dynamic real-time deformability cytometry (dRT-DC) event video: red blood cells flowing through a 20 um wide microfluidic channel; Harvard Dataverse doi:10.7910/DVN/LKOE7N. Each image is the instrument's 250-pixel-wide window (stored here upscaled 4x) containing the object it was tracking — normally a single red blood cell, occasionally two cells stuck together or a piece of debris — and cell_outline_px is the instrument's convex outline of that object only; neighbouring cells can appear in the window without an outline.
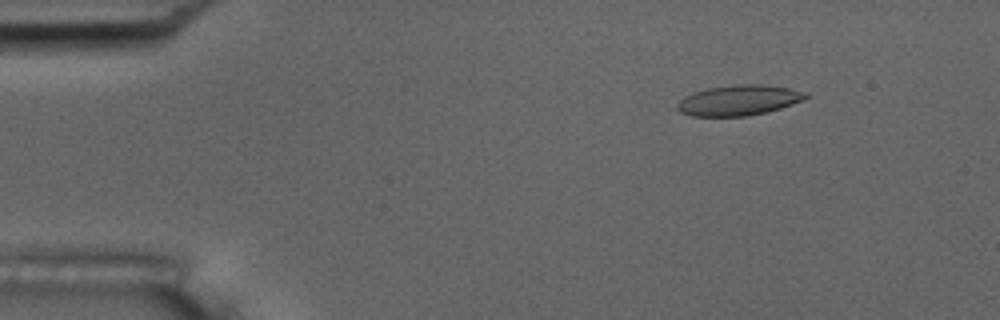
{"species": "common noctule bat (a hibernating species)", "species_latin": "Nyctalus noctula", "temperature_condition": "room temperature", "stored_images_in_passage": 3, "camera_frame_rate_fps": 3000, "um_per_image_px": 0.085, "animal": {"sex": "male", "body_mass_g": 17.5, "forearm_length_mm": 52.3}, "frame": {"image": 1, "passage_image": 1, "time_ms": 0.0, "image_size_px": [1000, 320], "cell_outline_px": [[808, 96], [804, 100], [768, 112], [748, 116], [692, 116], [680, 112], [676, 108], [676, 104], [684, 96], [692, 92], [708, 88], [736, 84], [760, 84], [788, 88], [808, 92]], "centroid_in_image_um": [62.78, 8.52], "position_along_channel_um": 22.2, "area_um2": 22.89}}